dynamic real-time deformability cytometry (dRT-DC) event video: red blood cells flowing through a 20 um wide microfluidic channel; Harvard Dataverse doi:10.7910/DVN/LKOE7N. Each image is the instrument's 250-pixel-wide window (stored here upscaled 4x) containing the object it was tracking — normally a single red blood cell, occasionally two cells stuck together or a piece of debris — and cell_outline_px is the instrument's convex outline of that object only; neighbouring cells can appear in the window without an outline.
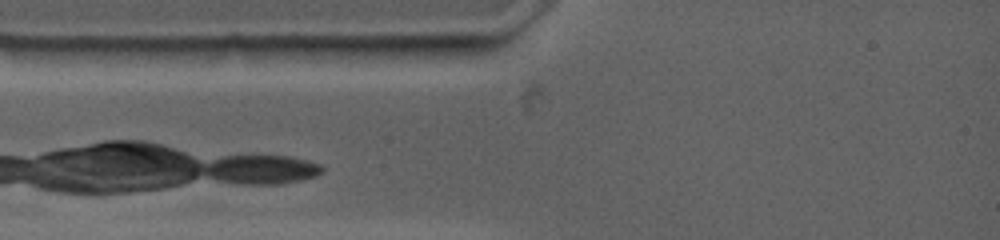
{"species": "common noctule bat (a hibernating species)", "species_latin": "Nyctalus noctula", "temperature_condition": "warm", "stored_images_in_passage": 1, "camera_frame_rate_fps": 4500, "um_per_image_px": 0.085, "animal": {"sex": "female", "body_mass_g": 19.0, "forearm_length_mm": 53.3}, "frame": {"image": 1, "passage_image": 1, "time_ms": 0.0, "image_size_px": [1000, 240], "cell_outline_px": [[468, 44], [432, 56], [340, 56], [320, 48], [360, 44]], "centroid_in_image_um": [33.3, 4.23], "position_along_channel_um": 51.7, "area_um2": 10.12}}